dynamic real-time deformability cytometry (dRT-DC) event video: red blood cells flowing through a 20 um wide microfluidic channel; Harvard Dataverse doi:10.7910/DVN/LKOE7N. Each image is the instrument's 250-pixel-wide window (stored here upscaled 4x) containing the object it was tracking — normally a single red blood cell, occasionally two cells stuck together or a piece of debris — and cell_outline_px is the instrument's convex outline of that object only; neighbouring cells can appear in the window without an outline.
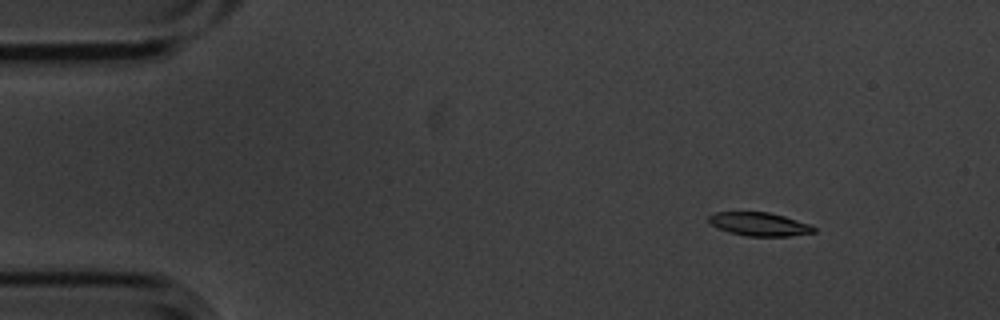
{"species": "common noctule bat (a hibernating species)", "species_latin": "Nyctalus noctula", "temperature_condition": "cold", "stored_images_in_passage": 5, "camera_frame_rate_fps": 3000, "um_per_image_px": 0.085, "animal": {"sex": "male", "body_mass_g": 20.1, "forearm_length_mm": 53.5}, "frame": {"image": 1, "passage_image": 2, "time_ms": 0.333, "image_size_px": [1000, 320], "cell_outline_px": [[816, 232], [788, 236], [748, 236], [728, 232], [716, 228], [708, 220], [708, 216], [716, 212], [768, 212], [784, 216], [812, 224], [816, 228]], "centroid_in_image_um": [64.56, 19.05], "position_along_channel_um": 20.4, "area_um2": 14.45}}
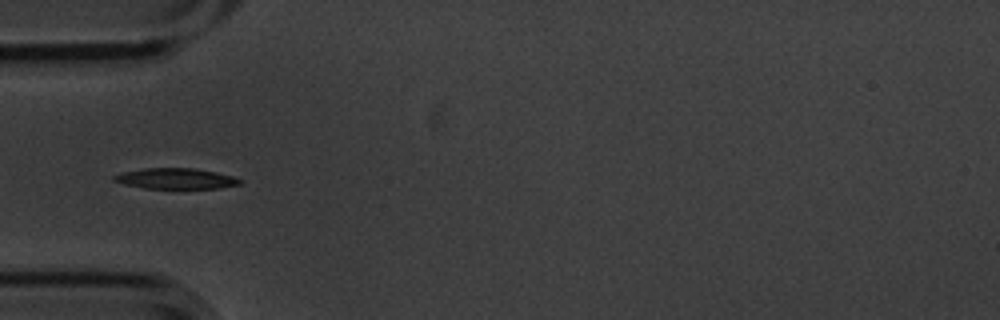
{"frame": {"image": 2, "passage_image": 5, "time_ms": 1.333, "image_size_px": [1000, 320], "cell_outline_px": [[244, 180], [240, 184], [220, 188], [144, 188], [124, 184], [112, 180], [112, 176], [120, 172], [144, 168], [192, 168], [216, 172], [232, 176]], "centroid_in_image_um": [14.92, 15.17], "position_along_channel_um": 70.1, "area_um2": 15.2}}